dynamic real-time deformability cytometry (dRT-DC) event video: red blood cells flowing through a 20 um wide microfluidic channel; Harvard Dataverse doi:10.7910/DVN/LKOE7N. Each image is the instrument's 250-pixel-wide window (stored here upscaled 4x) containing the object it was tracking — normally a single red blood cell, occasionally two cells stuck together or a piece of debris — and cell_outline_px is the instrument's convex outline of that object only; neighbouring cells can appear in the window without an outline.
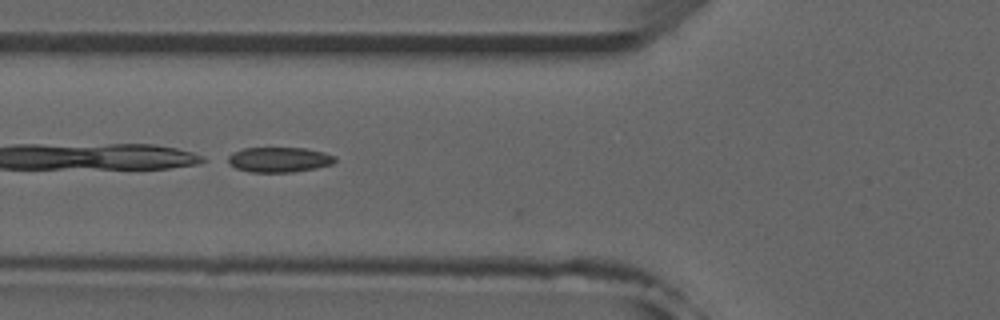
{"species": "common noctule bat (a hibernating species)", "species_latin": "Nyctalus noctula", "temperature_condition": "room temperature", "stored_images_in_passage": 37, "camera_frame_rate_fps": 3000, "um_per_image_px": 0.085, "animal": {"sex": "male", "forearm_length_mm": 52.5}, "frame": {"image": 1, "passage_image": 6, "time_ms": 1.667, "image_size_px": [1000, 320], "cell_outline_px": [[336, 160], [332, 164], [316, 168], [292, 172], [248, 172], [236, 168], [220, 160], [232, 152], [244, 148], [304, 148], [324, 152], [336, 156]], "centroid_in_image_um": [23.63, 13.57], "position_along_channel_um": 102.2, "area_um2": 16.01}}